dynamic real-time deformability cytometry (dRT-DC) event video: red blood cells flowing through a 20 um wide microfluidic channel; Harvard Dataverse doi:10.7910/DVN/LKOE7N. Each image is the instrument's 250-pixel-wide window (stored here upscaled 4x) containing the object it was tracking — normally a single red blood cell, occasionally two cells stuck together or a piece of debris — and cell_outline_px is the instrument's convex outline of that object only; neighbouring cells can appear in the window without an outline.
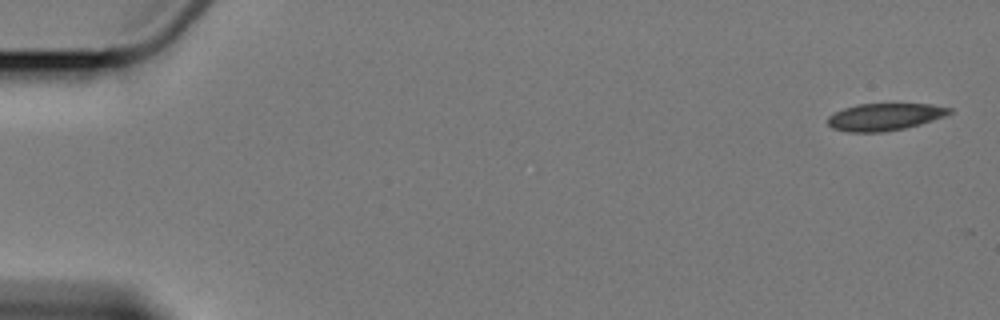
{"species": "Egyptian fruit bat (a non-hibernating species)", "species_latin": "Rousettus aegyptiacus", "temperature_condition": "cold", "stored_images_in_passage": 6, "camera_frame_rate_fps": 3000, "um_per_image_px": 0.085, "animal": {"sex": "female"}, "frame": {"image": 1, "passage_image": 1, "time_ms": 0.0, "image_size_px": [1000, 320], "cell_outline_px": [[952, 112], [944, 116], [920, 124], [904, 128], [880, 132], [848, 132], [832, 128], [828, 124], [828, 116], [844, 108], [856, 104], [932, 104], [952, 108]], "centroid_in_image_um": [75.19, 9.93], "position_along_channel_um": 9.8, "area_um2": 19.13}}
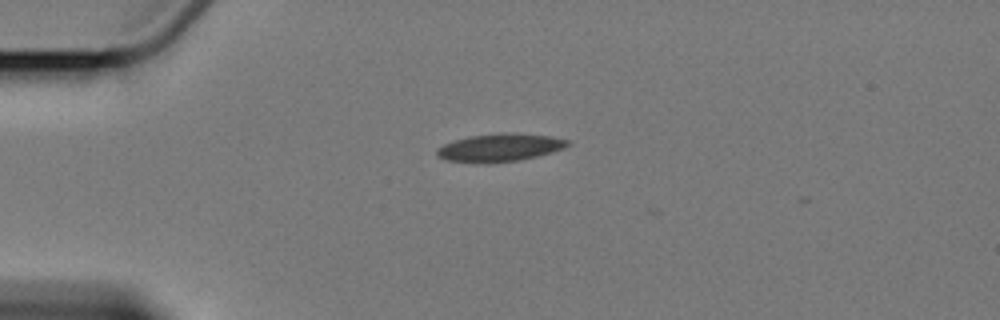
{"frame": {"image": 2, "passage_image": 4, "time_ms": 4.333, "image_size_px": [1000, 320], "cell_outline_px": [[568, 144], [564, 148], [552, 152], [520, 160], [444, 160], [436, 152], [436, 148], [444, 144], [456, 140], [472, 136], [548, 136], [568, 140]], "centroid_in_image_um": [42.49, 12.56], "position_along_channel_um": 42.5, "area_um2": 18.84}}
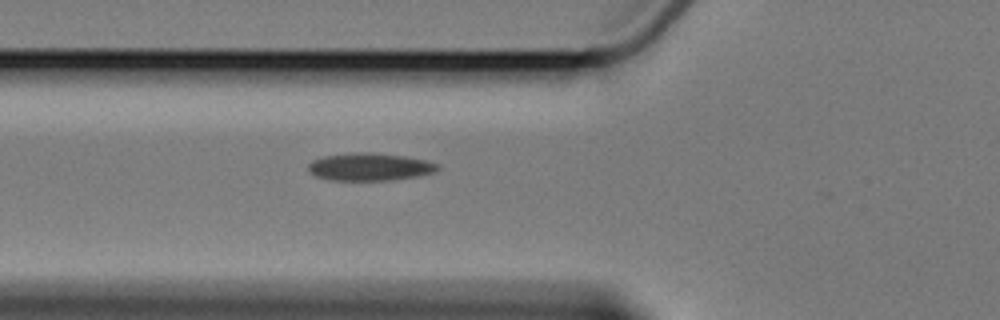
{"frame": {"image": 3, "passage_image": 6, "time_ms": 6.667, "image_size_px": [1000, 320], "cell_outline_px": [[440, 168], [436, 172], [416, 176], [388, 180], [332, 180], [316, 176], [308, 168], [308, 164], [312, 160], [324, 156], [352, 152], [372, 152], [404, 156], [424, 160], [440, 164]], "centroid_in_image_um": [31.44, 14.17], "position_along_channel_um": 94.4, "area_um2": 20.75}}